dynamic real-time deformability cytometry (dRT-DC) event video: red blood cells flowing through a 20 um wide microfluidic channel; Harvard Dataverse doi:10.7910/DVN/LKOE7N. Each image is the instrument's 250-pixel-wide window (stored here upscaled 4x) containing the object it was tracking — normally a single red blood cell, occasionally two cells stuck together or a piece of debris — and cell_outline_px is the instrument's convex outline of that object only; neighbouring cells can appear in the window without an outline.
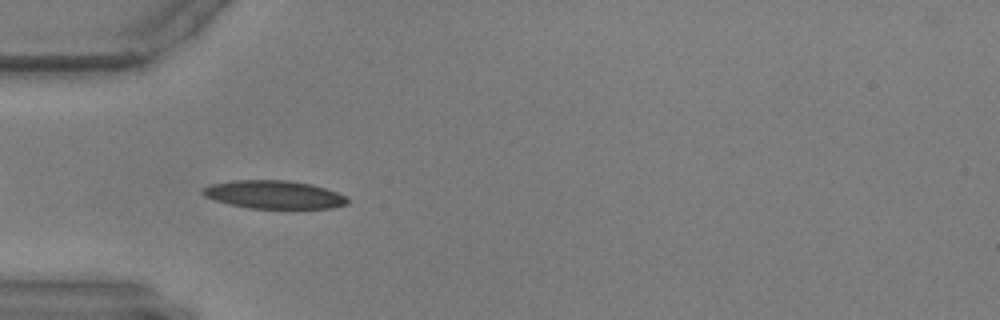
{"species": "common noctule bat (a hibernating species)", "species_latin": "Nyctalus noctula", "temperature_condition": "warm", "stored_images_in_passage": 27, "camera_frame_rate_fps": 3000, "um_per_image_px": 0.085, "animal": {"sex": "male", "body_mass_g": 17.9, "forearm_length_mm": 54.2}, "frame": {"image": 1, "passage_image": 3, "time_ms": 0.667, "image_size_px": [1000, 320], "cell_outline_px": [[348, 204], [332, 208], [248, 208], [228, 204], [204, 196], [200, 192], [204, 188], [212, 184], [232, 180], [288, 180], [312, 184], [336, 192], [344, 196], [348, 200]], "centroid_in_image_um": [23.27, 16.54], "position_along_channel_um": 61.7, "area_um2": 23.64}}
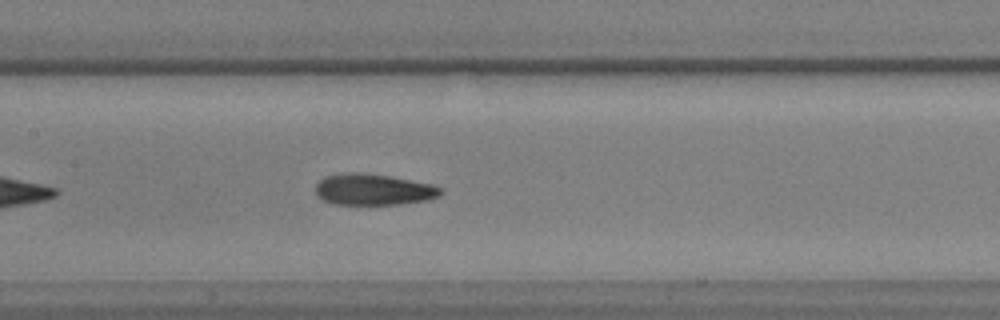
{"frame": {"image": 2, "passage_image": 13, "time_ms": 4.0, "image_size_px": [1000, 320], "cell_outline_px": [[444, 192], [440, 196], [428, 200], [400, 204], [336, 204], [324, 200], [316, 192], [316, 184], [324, 176], [352, 172], [360, 172], [388, 176], [432, 184], [444, 188]], "centroid_in_image_um": [31.8, 16.11], "position_along_channel_um": 175.6, "area_um2": 22.72}}
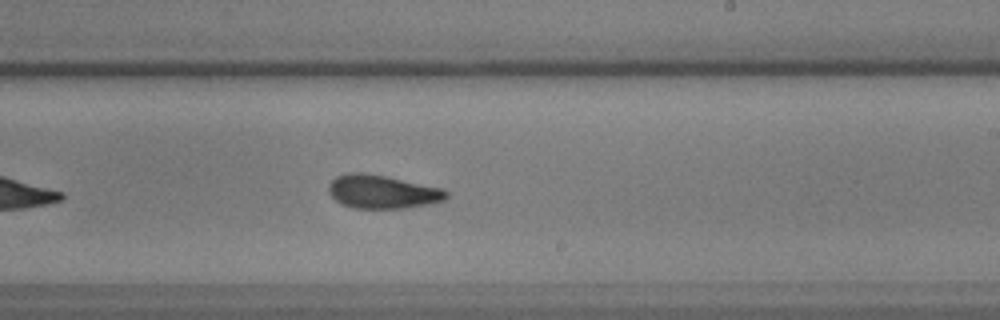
{"frame": {"image": 3, "passage_image": 20, "time_ms": 6.333, "image_size_px": [1000, 320], "cell_outline_px": [[448, 196], [444, 200], [428, 204], [404, 208], [352, 208], [336, 200], [328, 192], [328, 184], [336, 176], [348, 172], [360, 172], [384, 176], [444, 188], [448, 192]], "centroid_in_image_um": [32.49, 16.29], "position_along_channel_um": 256.5, "area_um2": 22.89}}